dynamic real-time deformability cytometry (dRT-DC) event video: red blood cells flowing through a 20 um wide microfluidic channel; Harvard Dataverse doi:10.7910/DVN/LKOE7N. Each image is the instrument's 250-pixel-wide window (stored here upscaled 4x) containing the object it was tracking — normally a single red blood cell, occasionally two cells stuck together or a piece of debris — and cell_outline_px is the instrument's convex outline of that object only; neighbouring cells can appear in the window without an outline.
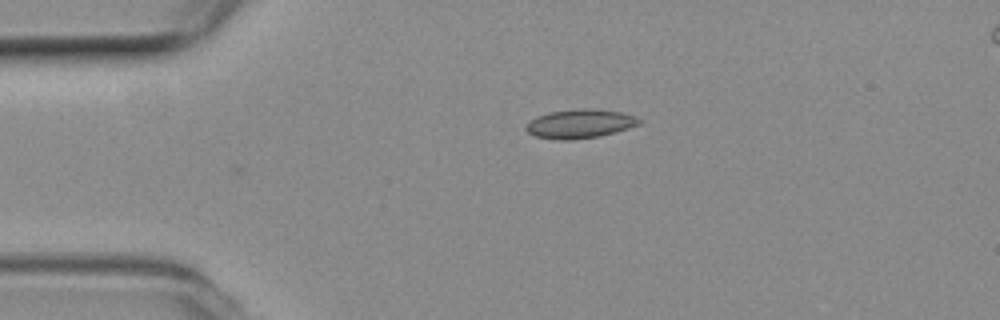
{"species": "common noctule bat (a hibernating species)", "species_latin": "Nyctalus noctula", "temperature_condition": "room temperature", "stored_images_in_passage": 32, "camera_frame_rate_fps": 3000, "um_per_image_px": 0.085, "animal": {"sex": "female", "body_mass_g": 19.3, "forearm_length_mm": 54.1}, "frame": {"image": 1, "passage_image": 1, "time_ms": 0.0, "image_size_px": [1000, 320], "cell_outline_px": [[644, 120], [640, 124], [616, 132], [600, 136], [572, 140], [560, 140], [536, 136], [528, 132], [524, 128], [536, 116], [548, 112], [588, 108], [620, 112], [636, 116]], "centroid_in_image_um": [49.33, 10.52], "position_along_channel_um": 35.7, "area_um2": 19.02}}
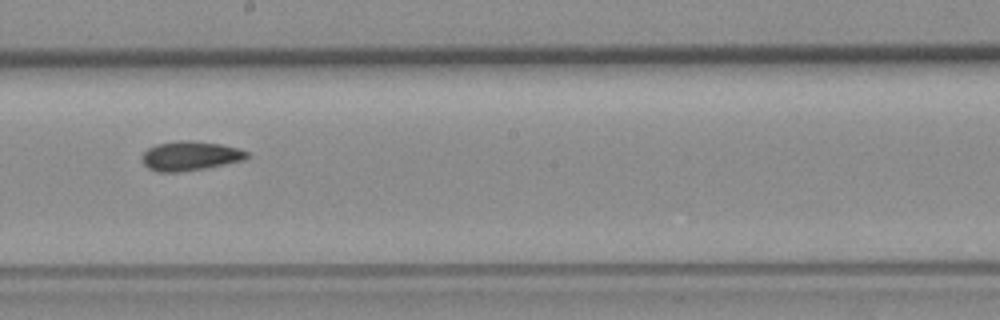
{"frame": {"image": 2, "passage_image": 19, "time_ms": 6.0, "image_size_px": [1000, 320], "cell_outline_px": [[248, 156], [244, 160], [204, 168], [180, 172], [160, 172], [148, 168], [144, 164], [140, 156], [148, 148], [156, 144], [180, 140], [184, 140], [220, 144], [240, 148], [248, 152]], "centroid_in_image_um": [16.14, 13.25], "position_along_channel_um": 232.1, "area_um2": 17.86}}
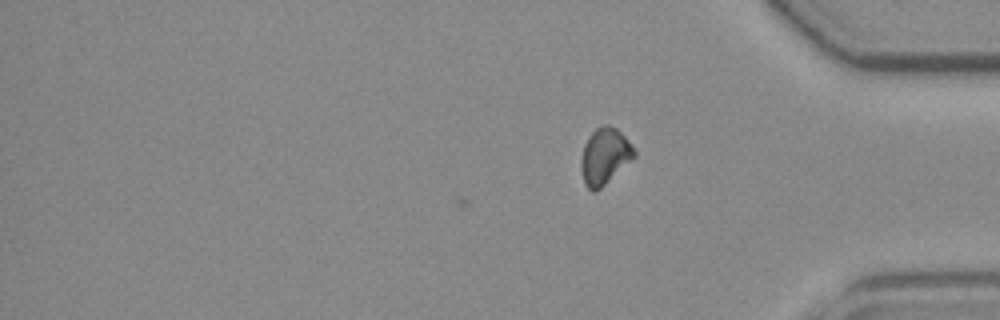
{"frame": {"image": 3, "passage_image": 32, "time_ms": 10.333, "image_size_px": [1000, 320], "cell_outline_px": [[636, 156], [596, 192], [592, 192], [584, 184], [580, 164], [580, 160], [584, 144], [588, 136], [596, 128], [604, 124], [608, 124], [616, 128], [624, 136], [636, 152]], "centroid_in_image_um": [51.37, 13.28], "position_along_channel_um": 383.8, "area_um2": 17.4}, "authors_computed_cell_mechanics": {"area_um2": 17.5423, "velocity_mm_per_s": 3.8472, "shape_relaxation_time_tau1_ms": null, "shape_relaxation_time_tau2_ms": 3.5331, "deformation_change_tau1": null, "deformation_change_tau2": 0.0708}}